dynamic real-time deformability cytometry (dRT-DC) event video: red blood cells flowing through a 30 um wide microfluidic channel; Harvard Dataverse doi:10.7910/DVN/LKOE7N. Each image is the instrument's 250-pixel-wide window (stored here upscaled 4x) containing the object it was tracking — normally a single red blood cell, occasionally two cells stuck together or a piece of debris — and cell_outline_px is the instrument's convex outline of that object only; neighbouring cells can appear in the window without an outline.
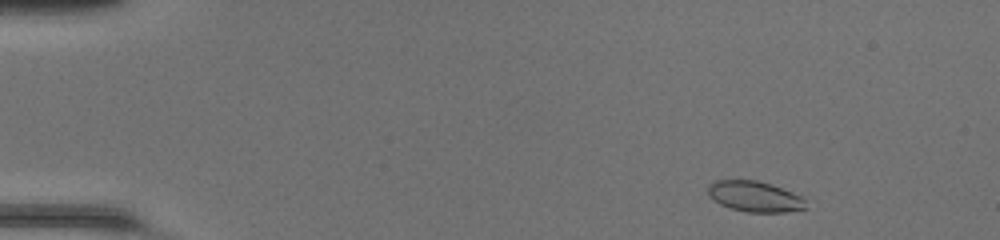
{"species": "common noctule bat (a hibernating species)", "species_latin": "Nyctalus noctula", "temperature_condition": "room temperature", "stored_images_in_passage": 45, "camera_frame_rate_fps": 3000, "um_per_image_px": 0.085, "animal": {"sex": "female", "body_mass_g": 20.0, "forearm_length_mm": 54.0}, "frame": {"image": 1, "passage_image": 2, "time_ms": 0.333, "image_size_px": [1000, 240], "cell_outline_px": [[808, 208], [784, 212], [748, 212], [732, 208], [720, 204], [712, 200], [708, 196], [708, 184], [716, 180], [756, 180], [772, 184], [804, 196]], "centroid_in_image_um": [64.18, 16.69], "position_along_channel_um": 20.8, "area_um2": 17.74}}
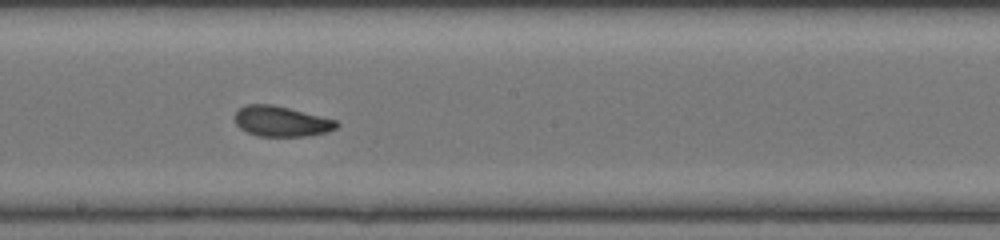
{"frame": {"image": 2, "passage_image": 24, "time_ms": 7.667, "image_size_px": [1000, 240], "cell_outline_px": [[340, 124], [336, 128], [328, 132], [308, 136], [256, 136], [240, 128], [236, 124], [236, 112], [240, 108], [248, 104], [272, 104], [336, 120]], "centroid_in_image_um": [23.93, 10.32], "position_along_channel_um": 224.3, "area_um2": 17.86}}
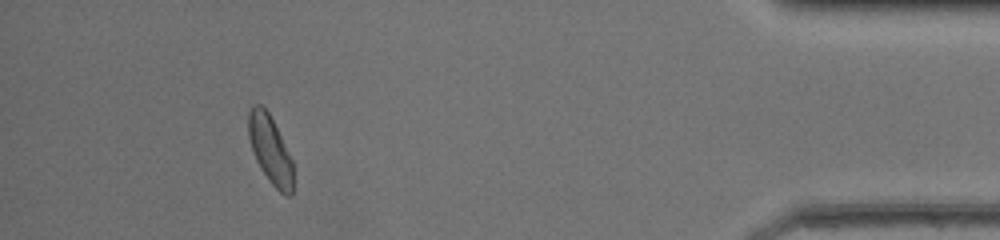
{"frame": {"image": 3, "passage_image": 41, "time_ms": 13.333, "image_size_px": [1000, 240], "cell_outline_px": [[292, 196], [284, 196], [268, 180], [260, 168], [256, 160], [248, 136], [248, 112], [252, 104], [260, 104], [268, 112], [292, 160]], "centroid_in_image_um": [22.94, 12.73], "position_along_channel_um": 412.3, "area_um2": 17.46}, "authors_computed_cell_mechanics": {"area_um2": 17.918, "velocity_mm_per_s": 4.2933, "shape_relaxation_time_tau1_ms": 2.529, "shape_relaxation_time_tau2_ms": 1.6066, "deformation_change_tau1": 0.1228, "deformation_change_tau2": 0.0804}}